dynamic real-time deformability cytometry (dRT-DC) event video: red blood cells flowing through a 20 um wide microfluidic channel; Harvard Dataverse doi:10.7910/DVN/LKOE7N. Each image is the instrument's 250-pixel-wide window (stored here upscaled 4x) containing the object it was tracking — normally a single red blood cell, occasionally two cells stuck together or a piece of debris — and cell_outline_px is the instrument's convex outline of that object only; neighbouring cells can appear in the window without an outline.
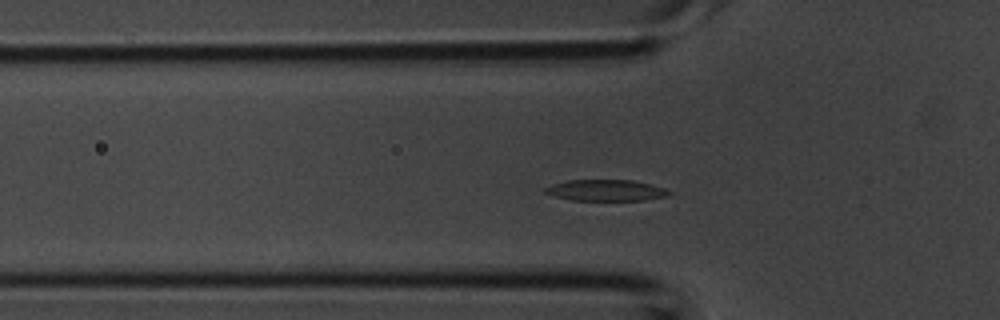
{"species": "common noctule bat (a hibernating species)", "species_latin": "Nyctalus noctula", "temperature_condition": "room temperature", "stored_images_in_passage": 39, "segment_of_instrument_passage": [1, 2], "camera_frame_rate_fps": 3000, "um_per_image_px": 0.085, "animal": {"sex": "male", "body_mass_g": 20.1, "forearm_length_mm": 53.5}, "frame": {"image": 1, "passage_image": 9, "time_ms": 2.667, "image_size_px": [1000, 320], "cell_outline_px": [[672, 196], [644, 200], [572, 200], [556, 196], [544, 192], [544, 188], [552, 184], [568, 180], [632, 180], [652, 184], [664, 188], [672, 192]], "centroid_in_image_um": [51.57, 16.17], "position_along_channel_um": 74.2, "area_um2": 15.37}}
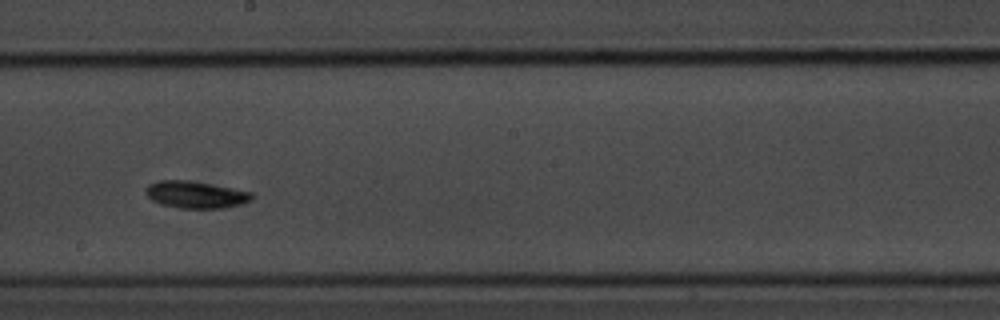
{"frame": {"image": 2, "passage_image": 19, "time_ms": 6.0, "image_size_px": [1000, 320], "cell_outline_px": [[256, 196], [252, 200], [240, 204], [224, 208], [176, 208], [160, 204], [152, 200], [144, 192], [144, 188], [148, 184], [156, 180], [188, 180], [232, 188], [252, 192]], "centroid_in_image_um": [16.61, 16.54], "position_along_channel_um": 231.6, "area_um2": 16.94}}
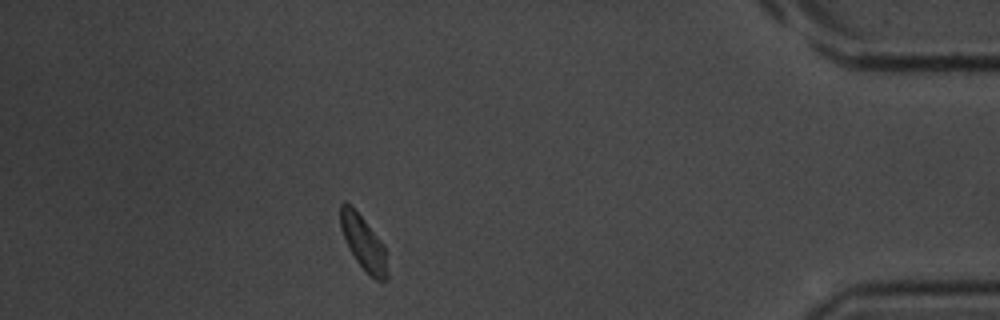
{"frame": {"image": 3, "passage_image": 33, "time_ms": 10.667, "image_size_px": [1000, 320], "cell_outline_px": [[388, 280], [376, 280], [356, 260], [340, 228], [340, 204], [344, 200], [364, 220], [384, 244], [388, 272]], "centroid_in_image_um": [30.91, 20.64], "position_along_channel_um": 404.3, "area_um2": 14.33}}